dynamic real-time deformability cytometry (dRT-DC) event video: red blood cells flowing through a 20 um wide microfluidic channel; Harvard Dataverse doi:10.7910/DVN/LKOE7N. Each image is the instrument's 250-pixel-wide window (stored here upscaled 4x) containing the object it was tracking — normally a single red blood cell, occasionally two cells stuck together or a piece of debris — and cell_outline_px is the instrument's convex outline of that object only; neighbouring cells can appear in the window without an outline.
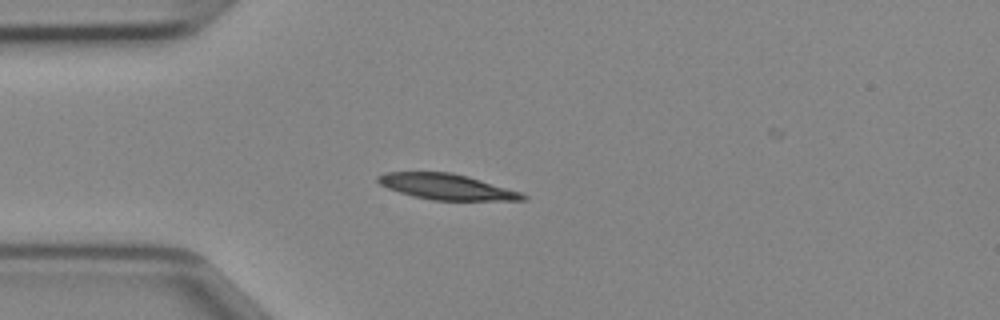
{"species": "Egyptian fruit bat (a non-hibernating species)", "species_latin": "Rousettus aegyptiacus", "temperature_condition": "cold", "stored_images_in_passage": 37, "camera_frame_rate_fps": 3000, "um_per_image_px": 0.085, "animal": {"sex": "female"}, "frame": {"image": 1, "passage_image": 11, "time_ms": 3.333, "image_size_px": [1000, 320], "cell_outline_px": [[528, 200], [432, 200], [412, 196], [388, 188], [380, 184], [376, 180], [376, 176], [384, 172], [452, 172], [468, 176], [524, 192], [528, 196]], "centroid_in_image_um": [38.01, 15.87], "position_along_channel_um": 47.0, "area_um2": 21.91}}
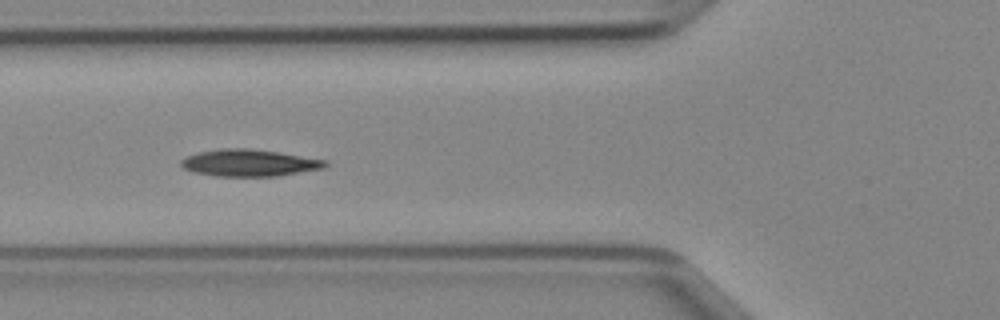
{"frame": {"image": 2, "passage_image": 16, "time_ms": 5.0, "image_size_px": [1000, 320], "cell_outline_px": [[328, 164], [324, 168], [276, 176], [216, 176], [192, 172], [184, 168], [180, 164], [180, 160], [188, 156], [200, 152], [224, 148], [248, 148], [276, 152], [328, 160]], "centroid_in_image_um": [21.18, 13.85], "position_along_channel_um": 104.6, "area_um2": 22.43}}